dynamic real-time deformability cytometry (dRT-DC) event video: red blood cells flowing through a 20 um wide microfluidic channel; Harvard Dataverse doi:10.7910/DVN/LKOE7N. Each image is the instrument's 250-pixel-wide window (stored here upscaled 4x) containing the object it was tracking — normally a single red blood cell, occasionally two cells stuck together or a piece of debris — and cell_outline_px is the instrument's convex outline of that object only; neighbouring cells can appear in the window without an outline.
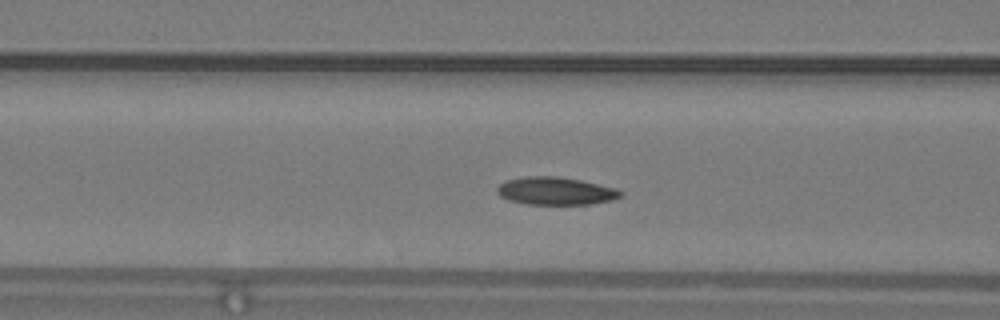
{"species": "common noctule bat (a hibernating species)", "species_latin": "Nyctalus noctula", "temperature_condition": "warm", "stored_images_in_passage": 35, "camera_frame_rate_fps": 3000, "um_per_image_px": 0.085, "animal": {"sex": "male", "body_mass_g": 19.2, "forearm_length_mm": 51.8}, "frame": {"image": 1, "passage_image": 13, "time_ms": 4.0, "image_size_px": [1000, 320], "cell_outline_px": [[624, 196], [612, 200], [592, 204], [524, 204], [508, 200], [500, 196], [496, 192], [496, 188], [500, 184], [508, 180], [524, 176], [556, 176], [580, 180], [616, 188], [624, 192]], "centroid_in_image_um": [47.24, 16.24], "position_along_channel_um": 119.4, "area_um2": 20.11}}